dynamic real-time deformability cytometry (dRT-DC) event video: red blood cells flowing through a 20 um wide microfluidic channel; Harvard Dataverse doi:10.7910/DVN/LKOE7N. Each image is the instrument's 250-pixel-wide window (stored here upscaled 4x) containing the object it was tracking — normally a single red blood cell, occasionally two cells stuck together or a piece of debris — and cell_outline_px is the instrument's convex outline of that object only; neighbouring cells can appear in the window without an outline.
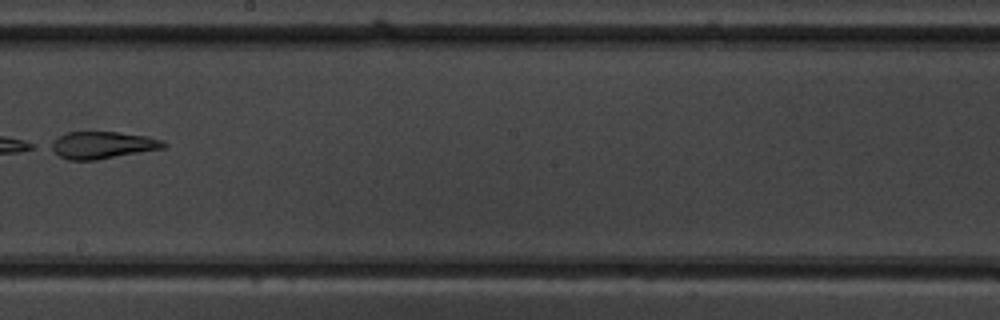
{"species": "common noctule bat (a hibernating species)", "species_latin": "Nyctalus noctula", "temperature_condition": "warm", "stored_images_in_passage": 10, "segment_of_instrument_passage": [2, 2], "camera_frame_rate_fps": 3000, "um_per_image_px": 0.085, "animal": {"sex": "male", "body_mass_g": 19.5, "forearm_length_mm": 54.6}, "frame": {"image": 1, "passage_image": 9, "time_ms": 10.0, "image_size_px": [1000, 320], "cell_outline_px": [[168, 144], [164, 148], [96, 160], [68, 160], [60, 156], [48, 148], [44, 144], [68, 132], [116, 132], [148, 136], [160, 140]], "centroid_in_image_um": [8.63, 12.33], "position_along_channel_um": 239.6, "area_um2": 17.92}}